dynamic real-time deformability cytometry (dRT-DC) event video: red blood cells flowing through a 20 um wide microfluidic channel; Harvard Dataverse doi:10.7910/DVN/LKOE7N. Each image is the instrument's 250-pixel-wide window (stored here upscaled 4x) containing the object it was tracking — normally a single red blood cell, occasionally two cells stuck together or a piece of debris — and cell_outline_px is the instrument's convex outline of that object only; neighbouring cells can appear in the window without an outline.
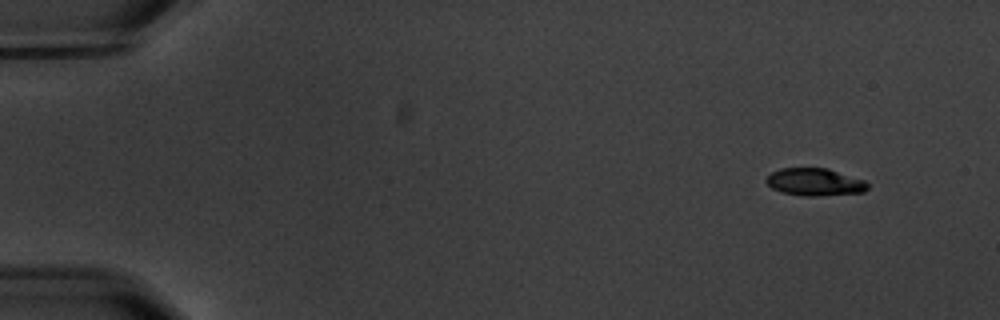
{"species": "common noctule bat (a hibernating species)", "species_latin": "Nyctalus noctula", "temperature_condition": "warm", "stored_images_in_passage": 5, "segment_of_instrument_passage": [2, 2], "camera_frame_rate_fps": 3000, "um_per_image_px": 0.085, "animal": {"sex": "male", "body_mass_g": 20.1, "forearm_length_mm": 53.5}, "frame": {"image": 1, "passage_image": 5, "time_ms": 5.667, "image_size_px": [1000, 320], "cell_outline_px": [[868, 188], [864, 192], [816, 196], [804, 196], [780, 192], [772, 188], [764, 180], [772, 172], [780, 168], [828, 168], [864, 180], [868, 184]], "centroid_in_image_um": [69.24, 15.47], "position_along_channel_um": 15.8, "area_um2": 16.24}}